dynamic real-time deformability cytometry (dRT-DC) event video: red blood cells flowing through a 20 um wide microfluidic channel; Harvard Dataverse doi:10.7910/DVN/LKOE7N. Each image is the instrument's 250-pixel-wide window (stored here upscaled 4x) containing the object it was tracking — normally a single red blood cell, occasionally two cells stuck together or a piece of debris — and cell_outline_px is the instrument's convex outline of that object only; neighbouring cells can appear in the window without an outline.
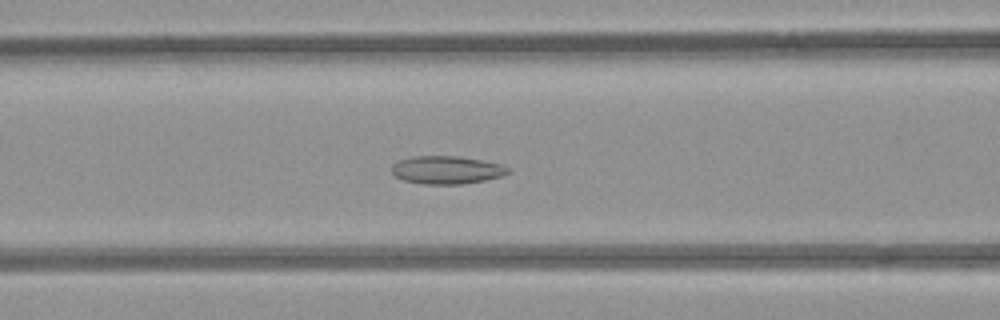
{"species": "common noctule bat (a hibernating species)", "species_latin": "Nyctalus noctula", "temperature_condition": "room temperature", "stored_images_in_passage": 54, "camera_frame_rate_fps": 3000, "um_per_image_px": 0.085, "animal": {"sex": "female", "body_mass_g": 21.9}, "frame": {"image": 1, "passage_image": 22, "time_ms": 7.0, "image_size_px": [1000, 320], "cell_outline_px": [[512, 172], [504, 176], [484, 180], [460, 184], [424, 184], [404, 180], [396, 176], [392, 172], [392, 164], [400, 160], [412, 156], [460, 156], [500, 164], [508, 168]], "centroid_in_image_um": [37.98, 14.44], "position_along_channel_um": 128.6, "area_um2": 18.9}}
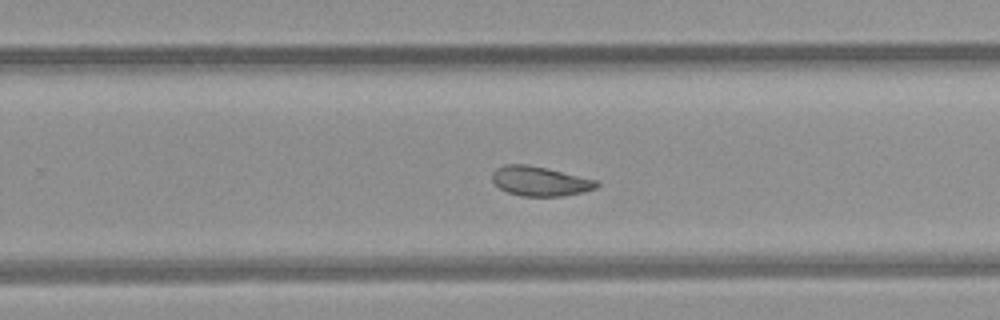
{"frame": {"image": 2, "passage_image": 34, "time_ms": 11.0, "image_size_px": [1000, 320], "cell_outline_px": [[600, 184], [596, 188], [584, 192], [564, 196], [520, 196], [508, 192], [500, 188], [492, 180], [492, 172], [496, 168], [504, 164], [528, 164], [596, 180]], "centroid_in_image_um": [45.88, 15.4], "position_along_channel_um": 283.9, "area_um2": 17.92}}
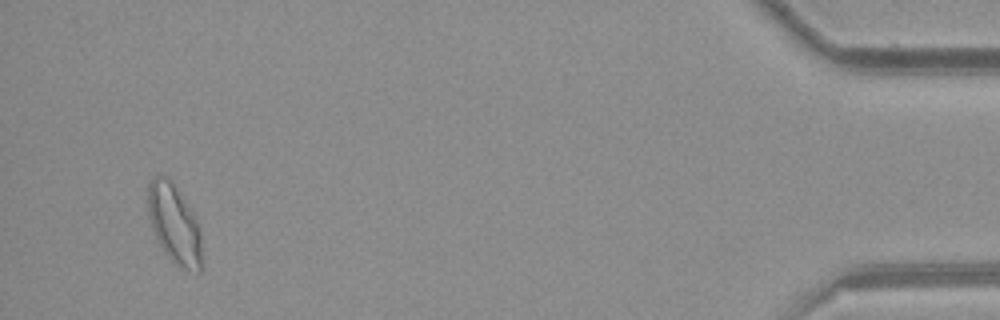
{"frame": {"image": 3, "passage_image": 51, "time_ms": 16.667, "image_size_px": [1000, 320], "cell_outline_px": [[204, 268], [200, 272], [196, 272], [180, 268], [164, 252], [156, 240], [148, 216], [148, 180], [156, 176], [168, 176], [192, 212], [196, 220], [200, 232], [204, 256]], "centroid_in_image_um": [14.84, 19.12], "position_along_channel_um": 420.4, "area_um2": 25.32}, "authors_computed_cell_mechanics": {"area_um2": 20.7213, "velocity_mm_per_s": 3.888, "shape_relaxation_time_tau1_ms": null, "shape_relaxation_time_tau2_ms": 3.4919, "deformation_change_tau1": null, "deformation_change_tau2": 0.1015}}